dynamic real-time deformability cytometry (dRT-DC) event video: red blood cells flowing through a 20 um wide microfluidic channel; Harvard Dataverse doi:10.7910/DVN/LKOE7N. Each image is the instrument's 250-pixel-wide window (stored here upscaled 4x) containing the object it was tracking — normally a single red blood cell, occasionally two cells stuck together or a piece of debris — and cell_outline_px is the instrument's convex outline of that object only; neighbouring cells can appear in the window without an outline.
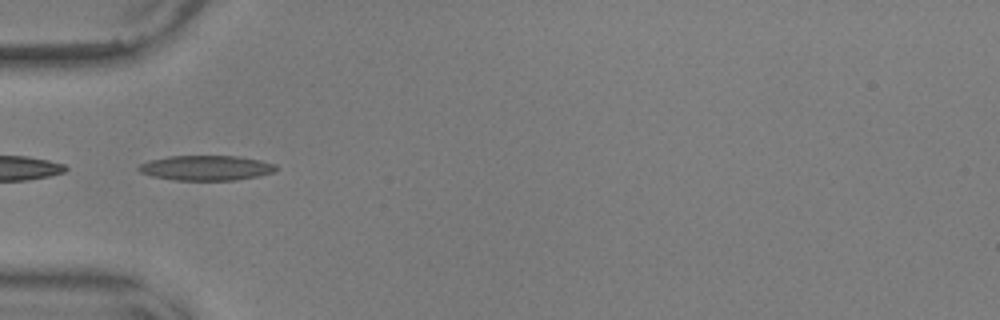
{"species": "common noctule bat (a hibernating species)", "species_latin": "Nyctalus noctula", "temperature_condition": "warm", "stored_images_in_passage": 44, "camera_frame_rate_fps": 3000, "um_per_image_px": 0.085, "animal": {"sex": "male", "body_mass_g": 17.9, "forearm_length_mm": 54.2}, "frame": {"image": 1, "passage_image": 7, "time_ms": 2.0, "image_size_px": [1000, 320], "cell_outline_px": [[276, 172], [256, 176], [232, 180], [176, 180], [152, 176], [140, 172], [136, 168], [140, 164], [152, 160], [168, 156], [240, 156], [260, 160], [276, 164]], "centroid_in_image_um": [17.53, 14.27], "position_along_channel_um": 67.5, "area_um2": 19.88}, "authors_computed_cell_mechanics": {"area_um2": 18.5249, "velocity_mm_per_s": 3.6511, "shape_relaxation_time_tau1_ms": 6.4358, "shape_relaxation_time_tau2_ms": 2.7253, "deformation_change_tau1": 0.1902, "deformation_change_tau2": 0.1261}}